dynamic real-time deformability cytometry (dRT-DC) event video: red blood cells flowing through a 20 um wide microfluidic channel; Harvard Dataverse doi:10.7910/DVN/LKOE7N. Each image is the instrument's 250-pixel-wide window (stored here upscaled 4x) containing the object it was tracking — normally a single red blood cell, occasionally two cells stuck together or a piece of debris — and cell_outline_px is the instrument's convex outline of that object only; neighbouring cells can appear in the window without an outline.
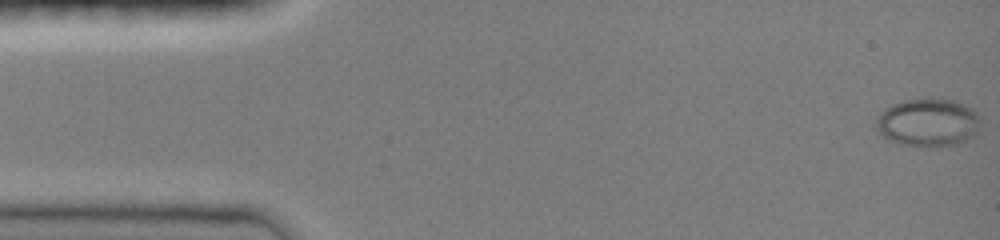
{"species": "common noctule bat (a hibernating species)", "species_latin": "Nyctalus noctula", "temperature_condition": "room temperature", "stored_images_in_passage": 52, "camera_frame_rate_fps": 3000, "um_per_image_px": 0.085, "animal": {"sex": "female", "body_mass_g": 19.0, "forearm_length_mm": 51.5}, "frame": {"image": 1, "passage_image": 1, "time_ms": 0.0, "image_size_px": [1000, 240], "cell_outline_px": [[980, 120], [976, 132], [972, 136], [956, 144], [932, 148], [916, 148], [900, 144], [888, 140], [876, 128], [876, 120], [884, 108], [892, 104], [904, 100], [932, 96], [956, 100], [972, 108], [976, 112]], "centroid_in_image_um": [78.86, 10.4], "position_along_channel_um": 6.1, "area_um2": 30.0}}
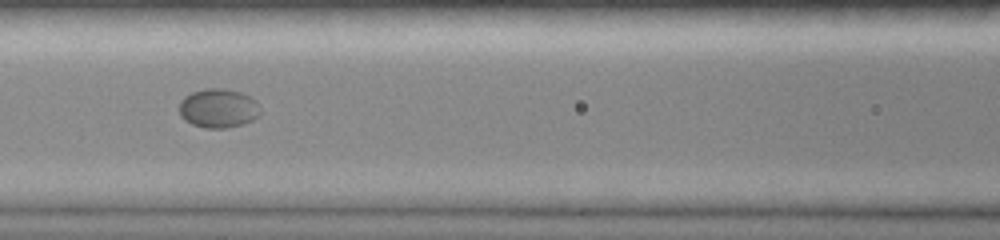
{"frame": {"image": 2, "passage_image": 23, "time_ms": 7.333, "image_size_px": [1000, 240], "cell_outline_px": [[260, 116], [244, 124], [224, 128], [204, 128], [192, 124], [184, 120], [180, 116], [180, 100], [184, 96], [192, 92], [204, 88], [224, 88], [240, 92], [256, 100], [260, 104]], "centroid_in_image_um": [18.57, 9.2], "position_along_channel_um": 148.0, "area_um2": 18.73}}
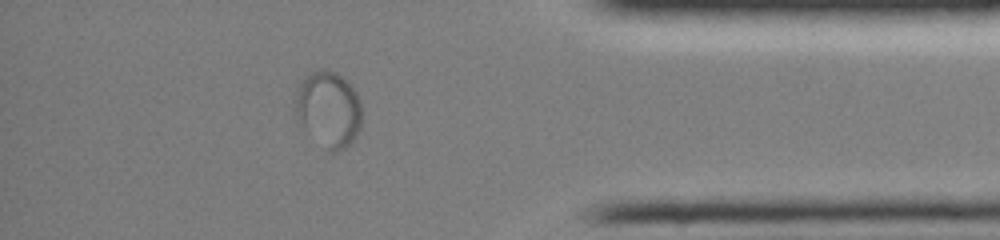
{"frame": {"image": 3, "passage_image": 45, "time_ms": 14.667, "image_size_px": [1000, 240], "cell_outline_px": [[360, 128], [352, 144], [336, 152], [332, 152], [308, 132], [304, 128], [296, 116], [292, 100], [304, 76], [308, 72], [320, 68], [324, 68], [336, 72], [356, 92], [360, 100]], "centroid_in_image_um": [27.89, 9.25], "position_along_channel_um": 407.3, "area_um2": 29.42}}